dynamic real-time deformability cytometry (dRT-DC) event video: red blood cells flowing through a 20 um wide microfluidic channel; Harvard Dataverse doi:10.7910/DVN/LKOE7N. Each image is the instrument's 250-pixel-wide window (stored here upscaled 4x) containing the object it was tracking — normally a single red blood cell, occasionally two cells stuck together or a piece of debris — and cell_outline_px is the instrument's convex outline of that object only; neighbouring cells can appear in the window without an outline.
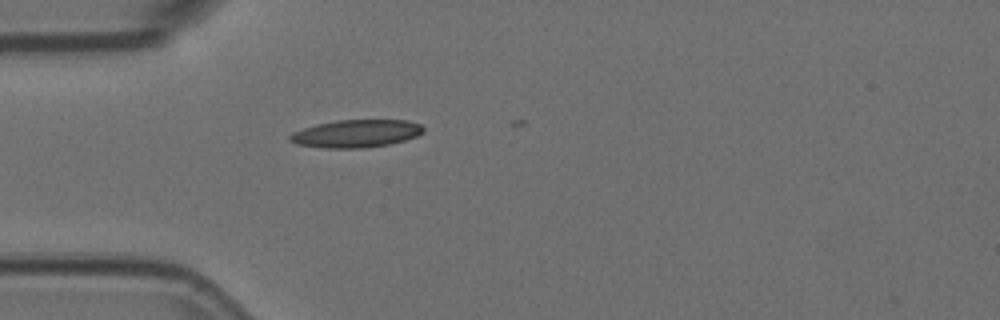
{"species": "Egyptian fruit bat (a non-hibernating species)", "species_latin": "Rousettus aegyptiacus", "temperature_condition": "room temperature", "stored_images_in_passage": 2, "camera_frame_rate_fps": 3000, "um_per_image_px": 0.085, "animal": {"sex": "female"}, "frame": {"image": 1, "passage_image": 2, "time_ms": 0.333, "image_size_px": [1000, 320], "cell_outline_px": [[424, 132], [416, 136], [404, 140], [388, 144], [360, 148], [324, 148], [296, 144], [288, 140], [288, 136], [292, 132], [316, 124], [336, 120], [408, 120], [420, 124], [424, 128]], "centroid_in_image_um": [30.24, 11.35], "position_along_channel_um": 54.8, "area_um2": 21.56}}